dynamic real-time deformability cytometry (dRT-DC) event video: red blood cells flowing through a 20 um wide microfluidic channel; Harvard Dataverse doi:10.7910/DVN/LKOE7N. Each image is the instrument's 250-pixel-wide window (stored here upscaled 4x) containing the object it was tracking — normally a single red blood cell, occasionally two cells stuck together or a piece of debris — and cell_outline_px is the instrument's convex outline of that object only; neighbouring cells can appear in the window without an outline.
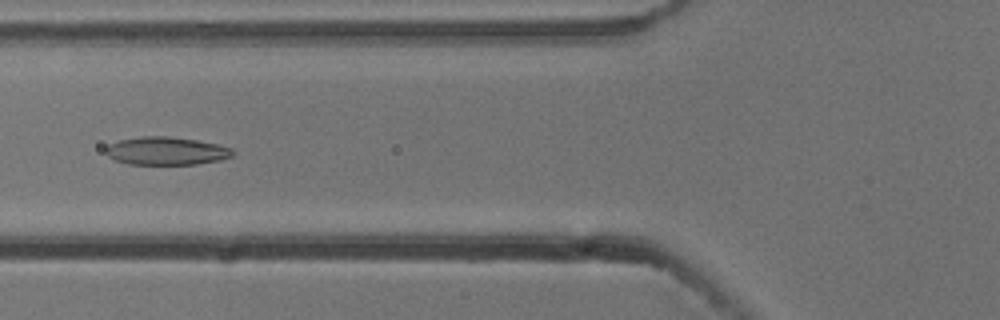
{"species": "common noctule bat (a hibernating species)", "species_latin": "Nyctalus noctula", "temperature_condition": "cold", "stored_images_in_passage": 8, "camera_frame_rate_fps": 3000, "um_per_image_px": 0.085, "animal": {"sex": "male", "body_mass_g": 13.3}, "frame": {"image": 1, "passage_image": 5, "time_ms": 1.333, "image_size_px": [1000, 320], "cell_outline_px": [[236, 152], [232, 156], [220, 160], [196, 164], [128, 164], [116, 160], [108, 156], [104, 152], [104, 148], [108, 144], [120, 140], [140, 136], [168, 136], [196, 140], [216, 144], [232, 148]], "centroid_in_image_um": [14.11, 12.83], "position_along_channel_um": 111.7, "area_um2": 20.81}}
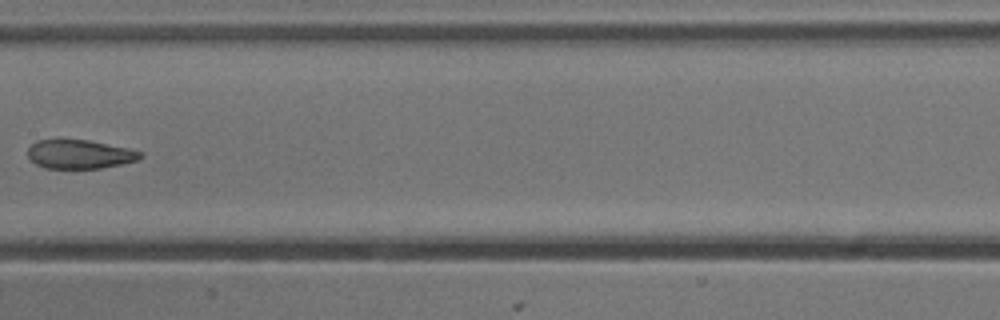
{"frame": {"image": 2, "passage_image": 7, "time_ms": 2.0, "image_size_px": [1000, 320], "cell_outline_px": [[144, 156], [136, 160], [120, 164], [100, 168], [44, 168], [36, 164], [28, 156], [28, 148], [36, 140], [88, 140], [128, 148], [144, 152]], "centroid_in_image_um": [6.78, 13.11], "position_along_channel_um": 200.6, "area_um2": 18.79}}
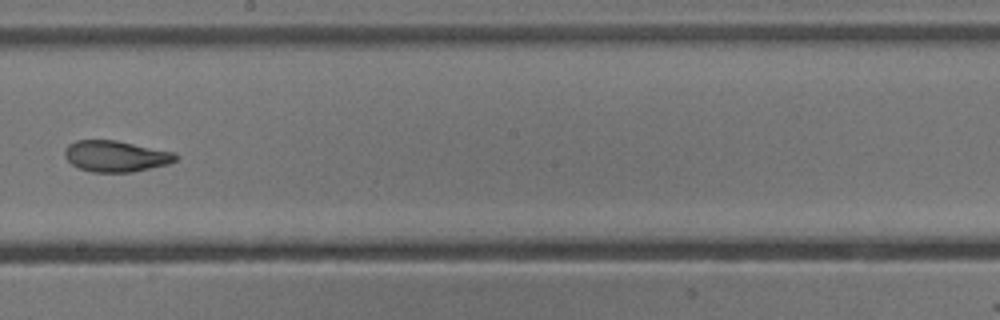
{"frame": {"image": 3, "passage_image": 8, "time_ms": 2.333, "image_size_px": [1000, 320], "cell_outline_px": [[180, 156], [176, 160], [168, 164], [132, 172], [92, 172], [80, 168], [72, 164], [64, 156], [64, 148], [68, 144], [76, 140], [116, 140], [176, 152]], "centroid_in_image_um": [9.86, 13.26], "position_along_channel_um": 238.3, "area_um2": 20.29}}